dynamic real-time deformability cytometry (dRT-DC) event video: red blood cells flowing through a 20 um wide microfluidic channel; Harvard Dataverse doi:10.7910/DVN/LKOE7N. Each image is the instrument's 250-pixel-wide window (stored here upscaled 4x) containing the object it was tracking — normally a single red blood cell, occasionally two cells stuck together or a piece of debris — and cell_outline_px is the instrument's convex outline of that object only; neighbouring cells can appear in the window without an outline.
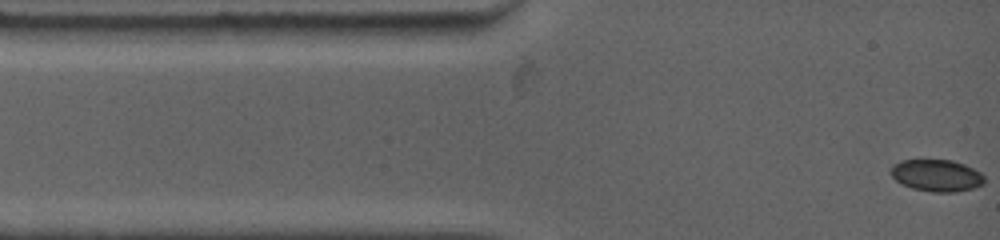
{"species": "common noctule bat (a hibernating species)", "species_latin": "Nyctalus noctula", "temperature_condition": "warm", "stored_images_in_passage": 75, "camera_frame_rate_fps": 4500, "um_per_image_px": 0.085, "animal": {"sex": "female", "body_mass_g": 19.0, "forearm_length_mm": 53.3}, "frame": {"image": 1, "passage_image": 1, "time_ms": 0.0, "image_size_px": [1000, 240], "cell_outline_px": [[984, 184], [972, 188], [956, 192], [932, 192], [912, 188], [896, 180], [888, 172], [892, 164], [900, 160], [952, 160], [964, 164], [980, 172], [984, 176]], "centroid_in_image_um": [79.59, 14.91], "position_along_channel_um": 5.4, "area_um2": 17.46}}
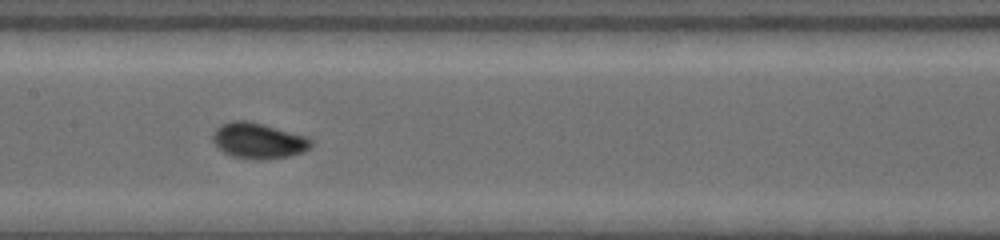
{"frame": {"image": 2, "passage_image": 32, "time_ms": 6.0, "image_size_px": [1000, 240], "cell_outline_px": [[312, 144], [304, 152], [288, 156], [264, 160], [256, 160], [232, 156], [224, 152], [212, 140], [212, 132], [220, 124], [232, 120], [248, 120], [264, 124], [308, 136], [312, 140]], "centroid_in_image_um": [21.96, 11.94], "position_along_channel_um": 185.4, "area_um2": 20.69}}
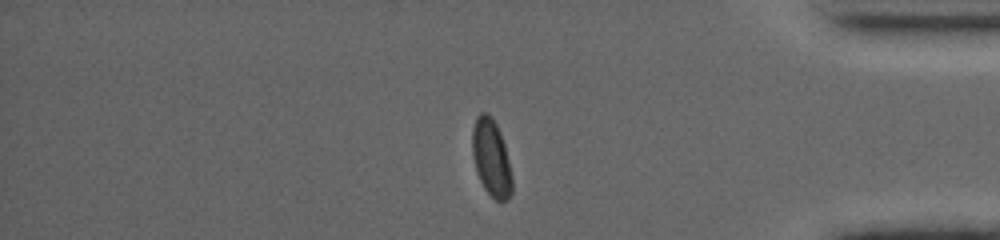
{"frame": {"image": 3, "passage_image": 64, "time_ms": 12.222, "image_size_px": [1000, 240], "cell_outline_px": [[512, 192], [508, 200], [496, 200], [484, 188], [476, 172], [472, 156], [472, 128], [476, 116], [480, 112], [488, 112], [492, 116], [500, 132], [504, 144], [512, 176]], "centroid_in_image_um": [41.74, 13.39], "position_along_channel_um": 393.5, "area_um2": 17.98}, "authors_computed_cell_mechanics": {"area_um2": 18.2648, "velocity_mm_per_s": 3.786, "shape_relaxation_time_tau1_ms": 3.1569, "shape_relaxation_time_tau2_ms": 1.3454, "deformation_change_tau1": 0.1042, "deformation_change_tau2": 0.04}}